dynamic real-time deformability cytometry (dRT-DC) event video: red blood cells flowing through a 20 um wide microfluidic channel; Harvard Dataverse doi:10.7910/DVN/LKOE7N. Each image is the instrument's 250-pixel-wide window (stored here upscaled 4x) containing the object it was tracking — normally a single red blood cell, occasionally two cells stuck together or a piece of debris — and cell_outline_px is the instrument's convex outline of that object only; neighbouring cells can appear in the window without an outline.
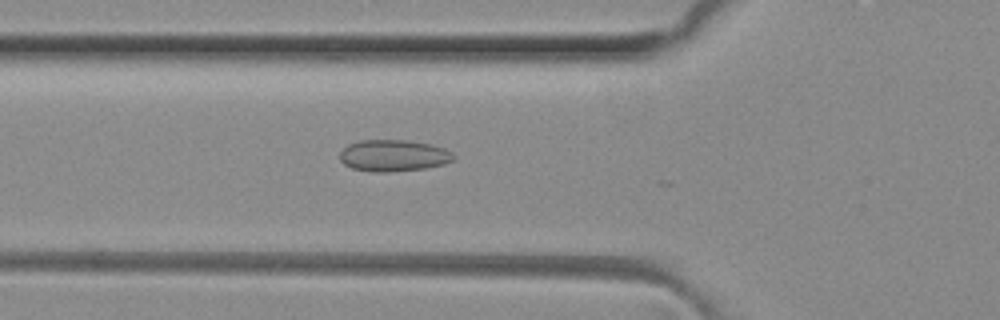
{"species": "common noctule bat (a hibernating species)", "species_latin": "Nyctalus noctula", "temperature_condition": "room temperature", "stored_images_in_passage": 14, "camera_frame_rate_fps": 3000, "um_per_image_px": 0.085, "animal": {"sex": "female", "body_mass_g": 29.2, "forearm_length_mm": 56.3}, "frame": {"image": 1, "passage_image": 6, "time_ms": 1.667, "image_size_px": [1000, 320], "cell_outline_px": [[456, 156], [452, 160], [444, 164], [424, 168], [388, 172], [372, 172], [352, 168], [344, 164], [340, 160], [340, 152], [348, 144], [360, 140], [408, 140], [432, 144], [444, 148], [452, 152]], "centroid_in_image_um": [33.45, 13.22], "position_along_channel_um": 92.4, "area_um2": 21.04}}
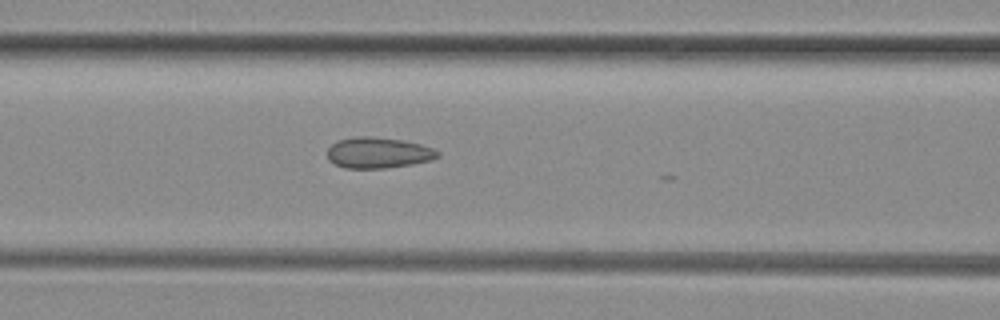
{"frame": {"image": 2, "passage_image": 9, "time_ms": 2.667, "image_size_px": [1000, 320], "cell_outline_px": [[440, 156], [428, 160], [412, 164], [384, 168], [344, 168], [328, 160], [328, 148], [336, 140], [356, 136], [372, 136], [404, 140], [420, 144], [432, 148], [440, 152]], "centroid_in_image_um": [32.13, 12.97], "position_along_channel_um": 134.5, "area_um2": 19.88}}
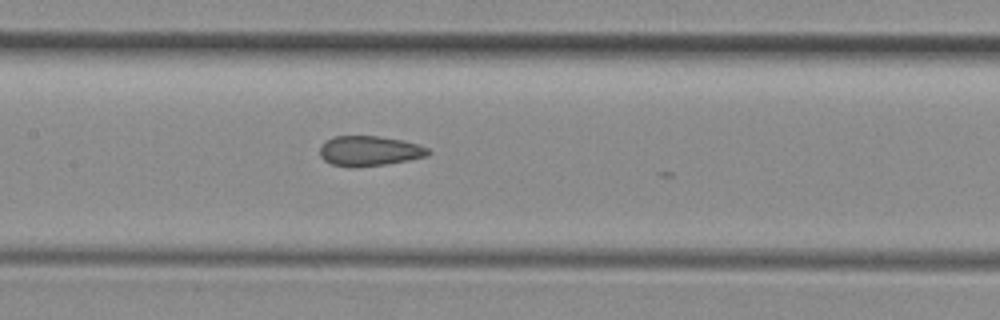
{"frame": {"image": 3, "passage_image": 12, "time_ms": 3.667, "image_size_px": [1000, 320], "cell_outline_px": [[432, 152], [428, 156], [408, 160], [384, 164], [356, 168], [348, 168], [332, 164], [324, 160], [320, 156], [320, 148], [332, 136], [380, 136], [400, 140], [416, 144], [428, 148]], "centroid_in_image_um": [31.39, 12.84], "position_along_channel_um": 176.0, "area_um2": 18.96}}